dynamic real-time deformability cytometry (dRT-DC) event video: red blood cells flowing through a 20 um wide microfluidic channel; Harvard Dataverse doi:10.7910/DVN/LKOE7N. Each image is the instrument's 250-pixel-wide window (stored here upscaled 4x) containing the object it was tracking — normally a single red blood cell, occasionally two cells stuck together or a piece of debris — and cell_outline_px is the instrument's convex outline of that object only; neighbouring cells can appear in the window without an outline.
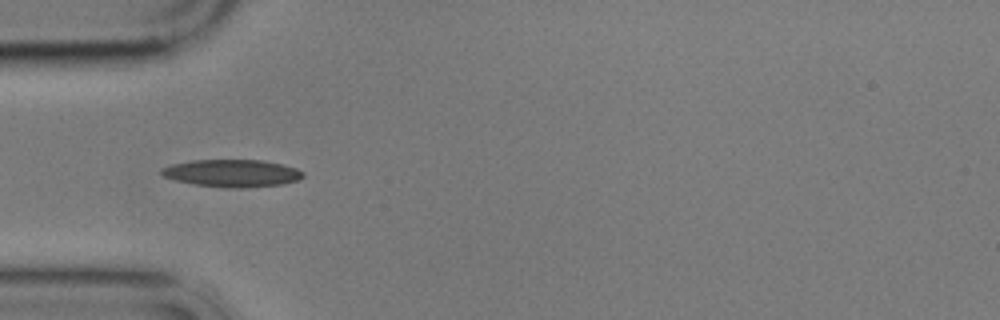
{"species": "common noctule bat (a hibernating species)", "species_latin": "Nyctalus noctula", "temperature_condition": "cold", "stored_images_in_passage": 6, "camera_frame_rate_fps": 3000, "um_per_image_px": 0.085, "animal": {"sex": "male", "body_mass_g": 17.9}, "frame": {"image": 1, "passage_image": 6, "time_ms": 5.667, "image_size_px": [1000, 320], "cell_outline_px": [[304, 176], [300, 180], [280, 184], [244, 188], [228, 188], [196, 184], [176, 180], [164, 176], [160, 172], [160, 168], [172, 164], [192, 160], [264, 160], [296, 168], [304, 172]], "centroid_in_image_um": [19.74, 14.72], "position_along_channel_um": 65.3, "area_um2": 22.54}}